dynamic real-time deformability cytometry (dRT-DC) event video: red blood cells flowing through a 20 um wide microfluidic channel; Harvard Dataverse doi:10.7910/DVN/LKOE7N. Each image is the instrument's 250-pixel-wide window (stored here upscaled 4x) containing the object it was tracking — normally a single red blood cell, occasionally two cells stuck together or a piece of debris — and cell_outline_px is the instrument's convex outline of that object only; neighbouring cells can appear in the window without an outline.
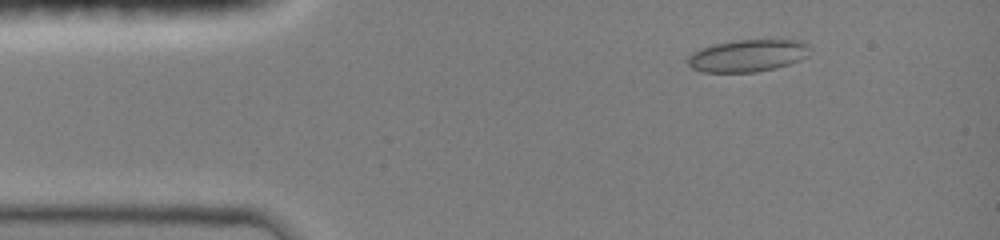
{"species": "common noctule bat (a hibernating species)", "species_latin": "Nyctalus noctula", "temperature_condition": "room temperature", "stored_images_in_passage": 4, "camera_frame_rate_fps": 3000, "um_per_image_px": 0.085, "animal": {"sex": "female", "body_mass_g": 19.0, "forearm_length_mm": 51.5}, "frame": {"image": 1, "passage_image": 1, "time_ms": 0.0, "image_size_px": [1000, 240], "cell_outline_px": [[808, 56], [800, 60], [788, 64], [772, 68], [752, 72], [704, 72], [692, 68], [688, 64], [688, 56], [692, 52], [700, 48], [716, 44], [736, 40], [800, 40], [808, 44]], "centroid_in_image_um": [63.54, 4.72], "position_along_channel_um": 21.5, "area_um2": 22.66}}
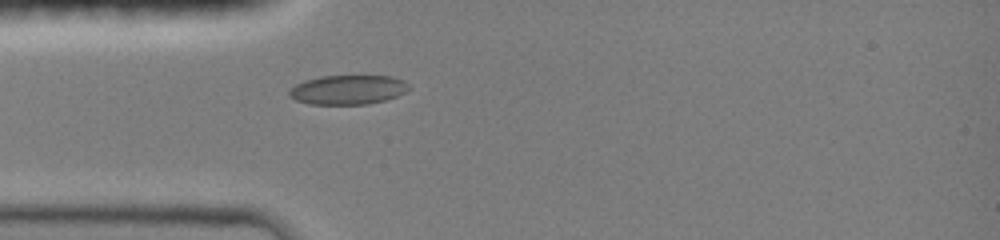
{"frame": {"image": 2, "passage_image": 4, "time_ms": 2.333, "image_size_px": [1000, 240], "cell_outline_px": [[408, 88], [404, 92], [396, 96], [384, 100], [368, 104], [308, 104], [296, 100], [288, 96], [288, 92], [296, 84], [304, 80], [320, 76], [392, 76], [404, 80], [408, 84]], "centroid_in_image_um": [29.54, 7.62], "position_along_channel_um": 55.5, "area_um2": 20.4}}